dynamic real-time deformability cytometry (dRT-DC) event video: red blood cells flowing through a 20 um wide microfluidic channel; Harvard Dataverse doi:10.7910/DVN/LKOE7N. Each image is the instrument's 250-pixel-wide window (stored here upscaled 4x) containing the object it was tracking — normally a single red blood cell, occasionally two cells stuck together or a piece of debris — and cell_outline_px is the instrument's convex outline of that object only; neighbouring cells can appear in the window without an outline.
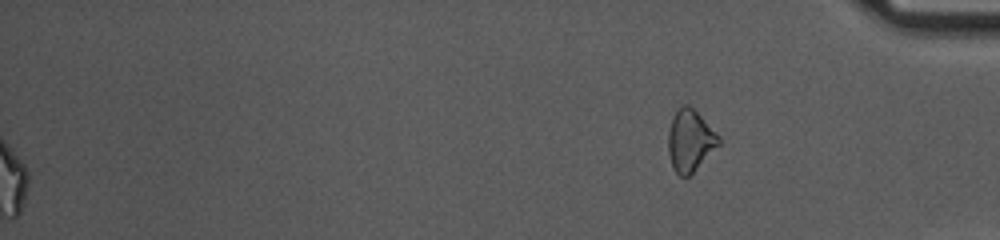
{"species": "common noctule bat (a hibernating species)", "species_latin": "Nyctalus noctula", "temperature_condition": "cold", "stored_images_in_passage": 54, "segment_of_instrument_passage": [2, 2], "camera_frame_rate_fps": 3000, "um_per_image_px": 0.085, "animal": {"sex": "female", "body_mass_g": 10.0, "forearm_length_mm": 53.1}, "frame": {"image": 1, "passage_image": 54, "time_ms": 17.667, "image_size_px": [1000, 240], "cell_outline_px": [[720, 144], [684, 180], [672, 168], [668, 152], [668, 132], [672, 116], [684, 104], [688, 104], [720, 136]], "centroid_in_image_um": [58.63, 11.97], "position_along_channel_um": 376.6, "area_um2": 17.98}}